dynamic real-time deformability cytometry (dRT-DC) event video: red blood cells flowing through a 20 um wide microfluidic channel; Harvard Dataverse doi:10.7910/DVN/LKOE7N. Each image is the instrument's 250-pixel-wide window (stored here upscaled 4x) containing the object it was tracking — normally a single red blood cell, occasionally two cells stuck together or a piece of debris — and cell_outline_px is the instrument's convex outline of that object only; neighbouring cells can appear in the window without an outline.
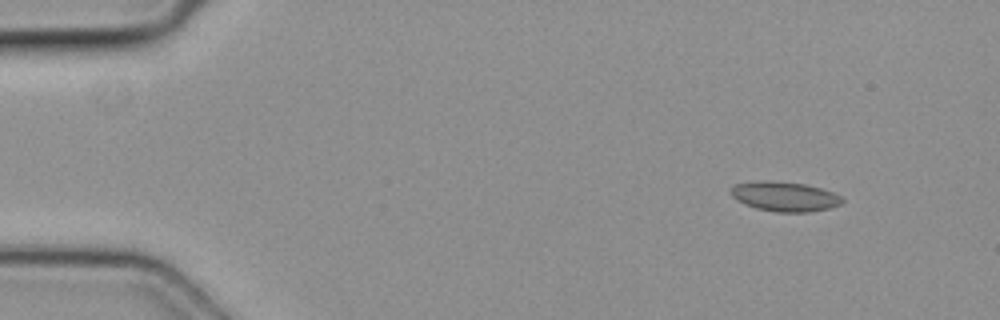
{"species": "common noctule bat (a hibernating species)", "species_latin": "Nyctalus noctula", "temperature_condition": "cold", "stored_images_in_passage": 5, "camera_frame_rate_fps": 3000, "um_per_image_px": 0.085, "animal": {"sex": "female", "body_mass_g": 19.3, "forearm_length_mm": 54.1}, "frame": {"image": 1, "passage_image": 1, "time_ms": 0.0, "image_size_px": [1000, 320], "cell_outline_px": [[844, 200], [840, 204], [832, 208], [808, 212], [776, 212], [756, 208], [744, 204], [736, 200], [732, 196], [728, 188], [732, 184], [764, 180], [804, 184], [820, 188], [832, 192], [840, 196]], "centroid_in_image_um": [66.65, 16.7], "position_along_channel_um": 18.4, "area_um2": 19.36}}
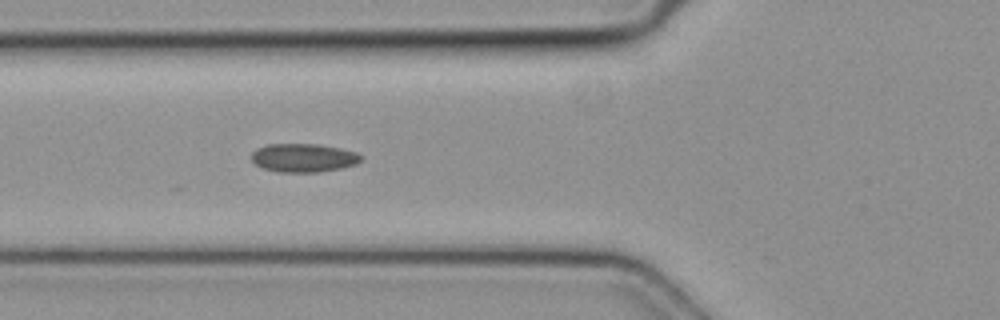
{"frame": {"image": 2, "passage_image": 5, "time_ms": 1.333, "image_size_px": [1000, 320], "cell_outline_px": [[360, 160], [356, 164], [340, 168], [320, 172], [276, 172], [260, 168], [252, 160], [252, 152], [256, 148], [268, 144], [316, 144], [340, 148], [356, 152], [360, 156]], "centroid_in_image_um": [25.75, 13.42], "position_along_channel_um": 100.1, "area_um2": 18.21}}